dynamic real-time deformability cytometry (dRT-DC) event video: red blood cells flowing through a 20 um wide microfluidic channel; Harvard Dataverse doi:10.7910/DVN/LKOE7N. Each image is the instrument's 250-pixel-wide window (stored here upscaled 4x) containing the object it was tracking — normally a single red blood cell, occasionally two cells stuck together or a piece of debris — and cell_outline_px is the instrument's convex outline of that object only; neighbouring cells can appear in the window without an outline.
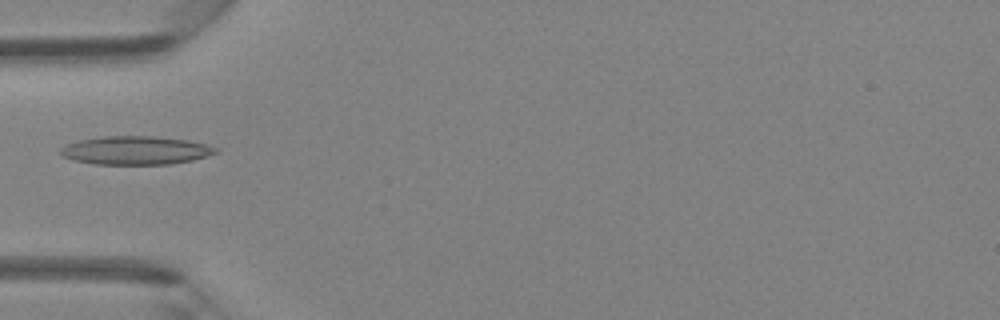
{"species": "Egyptian fruit bat (a non-hibernating species)", "species_latin": "Rousettus aegyptiacus", "temperature_condition": "room temperature", "stored_images_in_passage": 4, "camera_frame_rate_fps": 3000, "um_per_image_px": 0.085, "animal": {"sex": "female"}, "frame": {"image": 1, "passage_image": 4, "time_ms": 4.333, "image_size_px": [1000, 320], "cell_outline_px": [[216, 152], [192, 160], [172, 164], [92, 164], [72, 160], [60, 156], [60, 148], [68, 144], [80, 140], [100, 136], [152, 136], [188, 140], [204, 144], [216, 148]], "centroid_in_image_um": [11.45, 12.78], "position_along_channel_um": 73.6, "area_um2": 25.61}}